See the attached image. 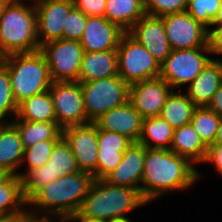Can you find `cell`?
Here are the masks:
<instances>
[{
    "label": "cell",
    "mask_w": 222,
    "mask_h": 222,
    "mask_svg": "<svg viewBox=\"0 0 222 222\" xmlns=\"http://www.w3.org/2000/svg\"><path fill=\"white\" fill-rule=\"evenodd\" d=\"M212 25H222V2H221V6L219 7L218 15L213 21Z\"/></svg>",
    "instance_id": "cell-46"
},
{
    "label": "cell",
    "mask_w": 222,
    "mask_h": 222,
    "mask_svg": "<svg viewBox=\"0 0 222 222\" xmlns=\"http://www.w3.org/2000/svg\"><path fill=\"white\" fill-rule=\"evenodd\" d=\"M216 26L214 29L208 30V47L210 54H222V25Z\"/></svg>",
    "instance_id": "cell-39"
},
{
    "label": "cell",
    "mask_w": 222,
    "mask_h": 222,
    "mask_svg": "<svg viewBox=\"0 0 222 222\" xmlns=\"http://www.w3.org/2000/svg\"><path fill=\"white\" fill-rule=\"evenodd\" d=\"M73 3L86 16L105 17L107 0H73Z\"/></svg>",
    "instance_id": "cell-38"
},
{
    "label": "cell",
    "mask_w": 222,
    "mask_h": 222,
    "mask_svg": "<svg viewBox=\"0 0 222 222\" xmlns=\"http://www.w3.org/2000/svg\"><path fill=\"white\" fill-rule=\"evenodd\" d=\"M19 131L24 148L43 140H60L63 128L57 122L10 121Z\"/></svg>",
    "instance_id": "cell-25"
},
{
    "label": "cell",
    "mask_w": 222,
    "mask_h": 222,
    "mask_svg": "<svg viewBox=\"0 0 222 222\" xmlns=\"http://www.w3.org/2000/svg\"><path fill=\"white\" fill-rule=\"evenodd\" d=\"M117 75H119L117 49L84 53L78 82H89Z\"/></svg>",
    "instance_id": "cell-21"
},
{
    "label": "cell",
    "mask_w": 222,
    "mask_h": 222,
    "mask_svg": "<svg viewBox=\"0 0 222 222\" xmlns=\"http://www.w3.org/2000/svg\"><path fill=\"white\" fill-rule=\"evenodd\" d=\"M106 222H131L128 218L126 219H119V220H111V221H106Z\"/></svg>",
    "instance_id": "cell-49"
},
{
    "label": "cell",
    "mask_w": 222,
    "mask_h": 222,
    "mask_svg": "<svg viewBox=\"0 0 222 222\" xmlns=\"http://www.w3.org/2000/svg\"><path fill=\"white\" fill-rule=\"evenodd\" d=\"M11 1L22 3V0H11ZM28 1H31V2L33 1V6H36L40 4L43 0H28Z\"/></svg>",
    "instance_id": "cell-48"
},
{
    "label": "cell",
    "mask_w": 222,
    "mask_h": 222,
    "mask_svg": "<svg viewBox=\"0 0 222 222\" xmlns=\"http://www.w3.org/2000/svg\"><path fill=\"white\" fill-rule=\"evenodd\" d=\"M23 205L26 206L27 201L23 196L22 179L11 174L0 183V219L24 214L27 210H23Z\"/></svg>",
    "instance_id": "cell-26"
},
{
    "label": "cell",
    "mask_w": 222,
    "mask_h": 222,
    "mask_svg": "<svg viewBox=\"0 0 222 222\" xmlns=\"http://www.w3.org/2000/svg\"><path fill=\"white\" fill-rule=\"evenodd\" d=\"M173 88L158 77L129 86V99L133 108L145 119L160 116L162 108Z\"/></svg>",
    "instance_id": "cell-14"
},
{
    "label": "cell",
    "mask_w": 222,
    "mask_h": 222,
    "mask_svg": "<svg viewBox=\"0 0 222 222\" xmlns=\"http://www.w3.org/2000/svg\"><path fill=\"white\" fill-rule=\"evenodd\" d=\"M87 119L94 122L107 111L125 104L129 99V85L119 76L81 82Z\"/></svg>",
    "instance_id": "cell-7"
},
{
    "label": "cell",
    "mask_w": 222,
    "mask_h": 222,
    "mask_svg": "<svg viewBox=\"0 0 222 222\" xmlns=\"http://www.w3.org/2000/svg\"><path fill=\"white\" fill-rule=\"evenodd\" d=\"M125 33L118 24L110 22L106 17L87 16L80 43L85 52L114 50Z\"/></svg>",
    "instance_id": "cell-16"
},
{
    "label": "cell",
    "mask_w": 222,
    "mask_h": 222,
    "mask_svg": "<svg viewBox=\"0 0 222 222\" xmlns=\"http://www.w3.org/2000/svg\"><path fill=\"white\" fill-rule=\"evenodd\" d=\"M203 162L214 164V168L222 176V145L211 144L207 146V152Z\"/></svg>",
    "instance_id": "cell-40"
},
{
    "label": "cell",
    "mask_w": 222,
    "mask_h": 222,
    "mask_svg": "<svg viewBox=\"0 0 222 222\" xmlns=\"http://www.w3.org/2000/svg\"><path fill=\"white\" fill-rule=\"evenodd\" d=\"M7 67L14 99L19 105L51 87L49 68L40 51L7 55L0 59Z\"/></svg>",
    "instance_id": "cell-5"
},
{
    "label": "cell",
    "mask_w": 222,
    "mask_h": 222,
    "mask_svg": "<svg viewBox=\"0 0 222 222\" xmlns=\"http://www.w3.org/2000/svg\"><path fill=\"white\" fill-rule=\"evenodd\" d=\"M222 0H188L186 12L206 29L212 27Z\"/></svg>",
    "instance_id": "cell-31"
},
{
    "label": "cell",
    "mask_w": 222,
    "mask_h": 222,
    "mask_svg": "<svg viewBox=\"0 0 222 222\" xmlns=\"http://www.w3.org/2000/svg\"><path fill=\"white\" fill-rule=\"evenodd\" d=\"M142 121L143 118L127 101L125 104L102 114L93 123L97 129L117 132L132 142H138L142 132Z\"/></svg>",
    "instance_id": "cell-19"
},
{
    "label": "cell",
    "mask_w": 222,
    "mask_h": 222,
    "mask_svg": "<svg viewBox=\"0 0 222 222\" xmlns=\"http://www.w3.org/2000/svg\"><path fill=\"white\" fill-rule=\"evenodd\" d=\"M11 173H9L6 169L0 166V183L5 181Z\"/></svg>",
    "instance_id": "cell-45"
},
{
    "label": "cell",
    "mask_w": 222,
    "mask_h": 222,
    "mask_svg": "<svg viewBox=\"0 0 222 222\" xmlns=\"http://www.w3.org/2000/svg\"><path fill=\"white\" fill-rule=\"evenodd\" d=\"M207 107L213 110L216 114L222 117V83L220 84L218 90L212 97L210 103Z\"/></svg>",
    "instance_id": "cell-41"
},
{
    "label": "cell",
    "mask_w": 222,
    "mask_h": 222,
    "mask_svg": "<svg viewBox=\"0 0 222 222\" xmlns=\"http://www.w3.org/2000/svg\"><path fill=\"white\" fill-rule=\"evenodd\" d=\"M0 222H43V221L36 219L27 211L24 214L19 215V216L2 218L0 219Z\"/></svg>",
    "instance_id": "cell-42"
},
{
    "label": "cell",
    "mask_w": 222,
    "mask_h": 222,
    "mask_svg": "<svg viewBox=\"0 0 222 222\" xmlns=\"http://www.w3.org/2000/svg\"><path fill=\"white\" fill-rule=\"evenodd\" d=\"M128 33L141 43L160 64L172 51L161 17L145 15L133 25Z\"/></svg>",
    "instance_id": "cell-17"
},
{
    "label": "cell",
    "mask_w": 222,
    "mask_h": 222,
    "mask_svg": "<svg viewBox=\"0 0 222 222\" xmlns=\"http://www.w3.org/2000/svg\"><path fill=\"white\" fill-rule=\"evenodd\" d=\"M172 92L162 108L160 116L173 129L190 124L195 108L197 107L185 94Z\"/></svg>",
    "instance_id": "cell-29"
},
{
    "label": "cell",
    "mask_w": 222,
    "mask_h": 222,
    "mask_svg": "<svg viewBox=\"0 0 222 222\" xmlns=\"http://www.w3.org/2000/svg\"><path fill=\"white\" fill-rule=\"evenodd\" d=\"M24 146L17 128L11 123H0V166L17 175L23 159Z\"/></svg>",
    "instance_id": "cell-22"
},
{
    "label": "cell",
    "mask_w": 222,
    "mask_h": 222,
    "mask_svg": "<svg viewBox=\"0 0 222 222\" xmlns=\"http://www.w3.org/2000/svg\"><path fill=\"white\" fill-rule=\"evenodd\" d=\"M161 18L172 50L208 47V29L188 12L169 14Z\"/></svg>",
    "instance_id": "cell-12"
},
{
    "label": "cell",
    "mask_w": 222,
    "mask_h": 222,
    "mask_svg": "<svg viewBox=\"0 0 222 222\" xmlns=\"http://www.w3.org/2000/svg\"><path fill=\"white\" fill-rule=\"evenodd\" d=\"M119 76L130 86L160 76V63L128 32L117 48Z\"/></svg>",
    "instance_id": "cell-8"
},
{
    "label": "cell",
    "mask_w": 222,
    "mask_h": 222,
    "mask_svg": "<svg viewBox=\"0 0 222 222\" xmlns=\"http://www.w3.org/2000/svg\"><path fill=\"white\" fill-rule=\"evenodd\" d=\"M205 52V53H204ZM209 47L193 49L172 50L167 58L160 64V78L166 80L173 88L190 84L203 70L209 58Z\"/></svg>",
    "instance_id": "cell-10"
},
{
    "label": "cell",
    "mask_w": 222,
    "mask_h": 222,
    "mask_svg": "<svg viewBox=\"0 0 222 222\" xmlns=\"http://www.w3.org/2000/svg\"><path fill=\"white\" fill-rule=\"evenodd\" d=\"M39 50L35 6L10 0L0 17V59Z\"/></svg>",
    "instance_id": "cell-4"
},
{
    "label": "cell",
    "mask_w": 222,
    "mask_h": 222,
    "mask_svg": "<svg viewBox=\"0 0 222 222\" xmlns=\"http://www.w3.org/2000/svg\"><path fill=\"white\" fill-rule=\"evenodd\" d=\"M49 92L53 100L56 121L63 129L91 123L85 113L80 82H52Z\"/></svg>",
    "instance_id": "cell-11"
},
{
    "label": "cell",
    "mask_w": 222,
    "mask_h": 222,
    "mask_svg": "<svg viewBox=\"0 0 222 222\" xmlns=\"http://www.w3.org/2000/svg\"><path fill=\"white\" fill-rule=\"evenodd\" d=\"M124 152H102V150H98L97 179H103L109 172L114 170L121 163Z\"/></svg>",
    "instance_id": "cell-37"
},
{
    "label": "cell",
    "mask_w": 222,
    "mask_h": 222,
    "mask_svg": "<svg viewBox=\"0 0 222 222\" xmlns=\"http://www.w3.org/2000/svg\"><path fill=\"white\" fill-rule=\"evenodd\" d=\"M93 180L92 174L83 171L58 177L27 201V206L38 207L35 206L34 210L28 212L43 222H63L68 216L78 212ZM53 217L58 218L55 221Z\"/></svg>",
    "instance_id": "cell-2"
},
{
    "label": "cell",
    "mask_w": 222,
    "mask_h": 222,
    "mask_svg": "<svg viewBox=\"0 0 222 222\" xmlns=\"http://www.w3.org/2000/svg\"><path fill=\"white\" fill-rule=\"evenodd\" d=\"M131 144L132 141L124 135L97 129L98 150L102 152L126 151Z\"/></svg>",
    "instance_id": "cell-35"
},
{
    "label": "cell",
    "mask_w": 222,
    "mask_h": 222,
    "mask_svg": "<svg viewBox=\"0 0 222 222\" xmlns=\"http://www.w3.org/2000/svg\"><path fill=\"white\" fill-rule=\"evenodd\" d=\"M199 176V171L186 157L168 149L146 147L141 195L149 203L166 192L192 187Z\"/></svg>",
    "instance_id": "cell-1"
},
{
    "label": "cell",
    "mask_w": 222,
    "mask_h": 222,
    "mask_svg": "<svg viewBox=\"0 0 222 222\" xmlns=\"http://www.w3.org/2000/svg\"><path fill=\"white\" fill-rule=\"evenodd\" d=\"M18 105L14 99L8 69L0 61V123L7 114L16 117Z\"/></svg>",
    "instance_id": "cell-33"
},
{
    "label": "cell",
    "mask_w": 222,
    "mask_h": 222,
    "mask_svg": "<svg viewBox=\"0 0 222 222\" xmlns=\"http://www.w3.org/2000/svg\"><path fill=\"white\" fill-rule=\"evenodd\" d=\"M59 140H43L35 145L27 147L23 152L22 164L27 162L28 169L26 172L45 165L50 159L53 147Z\"/></svg>",
    "instance_id": "cell-32"
},
{
    "label": "cell",
    "mask_w": 222,
    "mask_h": 222,
    "mask_svg": "<svg viewBox=\"0 0 222 222\" xmlns=\"http://www.w3.org/2000/svg\"><path fill=\"white\" fill-rule=\"evenodd\" d=\"M15 120L57 122L49 90L34 95L18 105Z\"/></svg>",
    "instance_id": "cell-28"
},
{
    "label": "cell",
    "mask_w": 222,
    "mask_h": 222,
    "mask_svg": "<svg viewBox=\"0 0 222 222\" xmlns=\"http://www.w3.org/2000/svg\"><path fill=\"white\" fill-rule=\"evenodd\" d=\"M148 204L132 187L115 186L94 179L78 213L83 217L104 221L126 219V214Z\"/></svg>",
    "instance_id": "cell-3"
},
{
    "label": "cell",
    "mask_w": 222,
    "mask_h": 222,
    "mask_svg": "<svg viewBox=\"0 0 222 222\" xmlns=\"http://www.w3.org/2000/svg\"><path fill=\"white\" fill-rule=\"evenodd\" d=\"M62 138L72 150L79 170L97 179V126L91 122L66 127L62 131Z\"/></svg>",
    "instance_id": "cell-13"
},
{
    "label": "cell",
    "mask_w": 222,
    "mask_h": 222,
    "mask_svg": "<svg viewBox=\"0 0 222 222\" xmlns=\"http://www.w3.org/2000/svg\"><path fill=\"white\" fill-rule=\"evenodd\" d=\"M80 171L76 159L66 141L61 138L53 147L48 162L38 168L17 175L22 179V191L28 201L39 189L56 178Z\"/></svg>",
    "instance_id": "cell-6"
},
{
    "label": "cell",
    "mask_w": 222,
    "mask_h": 222,
    "mask_svg": "<svg viewBox=\"0 0 222 222\" xmlns=\"http://www.w3.org/2000/svg\"><path fill=\"white\" fill-rule=\"evenodd\" d=\"M213 144H221L222 145V117L220 118L218 129H217V135L214 140Z\"/></svg>",
    "instance_id": "cell-44"
},
{
    "label": "cell",
    "mask_w": 222,
    "mask_h": 222,
    "mask_svg": "<svg viewBox=\"0 0 222 222\" xmlns=\"http://www.w3.org/2000/svg\"><path fill=\"white\" fill-rule=\"evenodd\" d=\"M173 133L174 129L161 116L148 117L142 121V132L138 143L149 149L170 150Z\"/></svg>",
    "instance_id": "cell-27"
},
{
    "label": "cell",
    "mask_w": 222,
    "mask_h": 222,
    "mask_svg": "<svg viewBox=\"0 0 222 222\" xmlns=\"http://www.w3.org/2000/svg\"><path fill=\"white\" fill-rule=\"evenodd\" d=\"M86 22L87 16L74 7L66 16L63 39L80 41Z\"/></svg>",
    "instance_id": "cell-36"
},
{
    "label": "cell",
    "mask_w": 222,
    "mask_h": 222,
    "mask_svg": "<svg viewBox=\"0 0 222 222\" xmlns=\"http://www.w3.org/2000/svg\"><path fill=\"white\" fill-rule=\"evenodd\" d=\"M146 154V146L138 142L132 144L124 152L121 163L103 180L108 184L132 187L141 193V181Z\"/></svg>",
    "instance_id": "cell-18"
},
{
    "label": "cell",
    "mask_w": 222,
    "mask_h": 222,
    "mask_svg": "<svg viewBox=\"0 0 222 222\" xmlns=\"http://www.w3.org/2000/svg\"><path fill=\"white\" fill-rule=\"evenodd\" d=\"M145 15L144 0H107L105 17L126 32Z\"/></svg>",
    "instance_id": "cell-24"
},
{
    "label": "cell",
    "mask_w": 222,
    "mask_h": 222,
    "mask_svg": "<svg viewBox=\"0 0 222 222\" xmlns=\"http://www.w3.org/2000/svg\"><path fill=\"white\" fill-rule=\"evenodd\" d=\"M188 0H144L146 15L163 17L186 11Z\"/></svg>",
    "instance_id": "cell-34"
},
{
    "label": "cell",
    "mask_w": 222,
    "mask_h": 222,
    "mask_svg": "<svg viewBox=\"0 0 222 222\" xmlns=\"http://www.w3.org/2000/svg\"><path fill=\"white\" fill-rule=\"evenodd\" d=\"M220 118L207 106L195 108L190 124L206 146L214 143Z\"/></svg>",
    "instance_id": "cell-30"
},
{
    "label": "cell",
    "mask_w": 222,
    "mask_h": 222,
    "mask_svg": "<svg viewBox=\"0 0 222 222\" xmlns=\"http://www.w3.org/2000/svg\"><path fill=\"white\" fill-rule=\"evenodd\" d=\"M170 150L179 156L186 157L193 164L203 163L207 146L191 124L174 129Z\"/></svg>",
    "instance_id": "cell-23"
},
{
    "label": "cell",
    "mask_w": 222,
    "mask_h": 222,
    "mask_svg": "<svg viewBox=\"0 0 222 222\" xmlns=\"http://www.w3.org/2000/svg\"><path fill=\"white\" fill-rule=\"evenodd\" d=\"M9 2L10 0H0V17L2 16V13Z\"/></svg>",
    "instance_id": "cell-47"
},
{
    "label": "cell",
    "mask_w": 222,
    "mask_h": 222,
    "mask_svg": "<svg viewBox=\"0 0 222 222\" xmlns=\"http://www.w3.org/2000/svg\"><path fill=\"white\" fill-rule=\"evenodd\" d=\"M63 222H106L104 220L81 216L78 212L68 216Z\"/></svg>",
    "instance_id": "cell-43"
},
{
    "label": "cell",
    "mask_w": 222,
    "mask_h": 222,
    "mask_svg": "<svg viewBox=\"0 0 222 222\" xmlns=\"http://www.w3.org/2000/svg\"><path fill=\"white\" fill-rule=\"evenodd\" d=\"M222 83V60L211 59L189 84L186 95L197 106H207Z\"/></svg>",
    "instance_id": "cell-20"
},
{
    "label": "cell",
    "mask_w": 222,
    "mask_h": 222,
    "mask_svg": "<svg viewBox=\"0 0 222 222\" xmlns=\"http://www.w3.org/2000/svg\"><path fill=\"white\" fill-rule=\"evenodd\" d=\"M45 57L52 82L78 81L84 49L77 40L47 42L39 50Z\"/></svg>",
    "instance_id": "cell-9"
},
{
    "label": "cell",
    "mask_w": 222,
    "mask_h": 222,
    "mask_svg": "<svg viewBox=\"0 0 222 222\" xmlns=\"http://www.w3.org/2000/svg\"><path fill=\"white\" fill-rule=\"evenodd\" d=\"M74 8L73 0H43L35 6L39 45L63 39L66 16Z\"/></svg>",
    "instance_id": "cell-15"
}]
</instances>
